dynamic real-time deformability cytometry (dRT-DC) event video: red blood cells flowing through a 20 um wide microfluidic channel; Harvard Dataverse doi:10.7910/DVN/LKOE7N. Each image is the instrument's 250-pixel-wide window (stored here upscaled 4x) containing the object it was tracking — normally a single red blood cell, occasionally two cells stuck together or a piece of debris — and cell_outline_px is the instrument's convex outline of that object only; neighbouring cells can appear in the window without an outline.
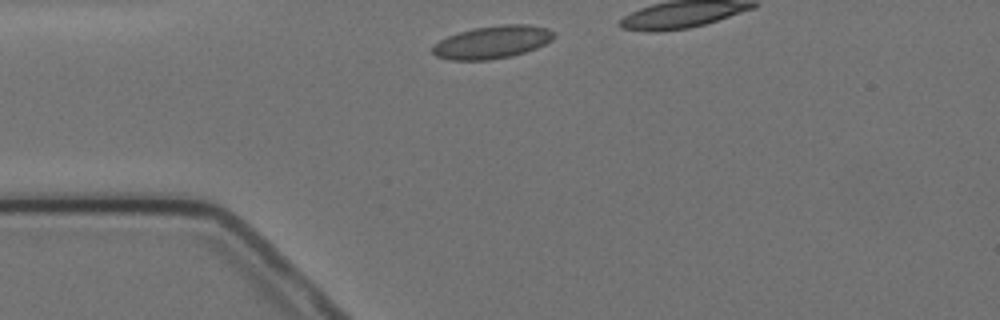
{"species": "Egyptian fruit bat (a non-hibernating species)", "species_latin": "Rousettus aegyptiacus", "temperature_condition": "cold", "stored_images_in_passage": 5, "camera_frame_rate_fps": 3000, "um_per_image_px": 0.085, "animal": {"sex": "female"}, "frame": {"image": 1, "passage_image": 1, "time_ms": 0.0, "image_size_px": [1000, 320], "cell_outline_px": [[556, 36], [552, 40], [536, 48], [512, 56], [488, 60], [448, 60], [436, 56], [432, 52], [432, 48], [440, 40], [448, 36], [472, 28], [500, 24], [528, 24], [548, 28], [556, 32]], "centroid_in_image_um": [41.88, 3.57], "position_along_channel_um": 43.1, "area_um2": 23.29}}